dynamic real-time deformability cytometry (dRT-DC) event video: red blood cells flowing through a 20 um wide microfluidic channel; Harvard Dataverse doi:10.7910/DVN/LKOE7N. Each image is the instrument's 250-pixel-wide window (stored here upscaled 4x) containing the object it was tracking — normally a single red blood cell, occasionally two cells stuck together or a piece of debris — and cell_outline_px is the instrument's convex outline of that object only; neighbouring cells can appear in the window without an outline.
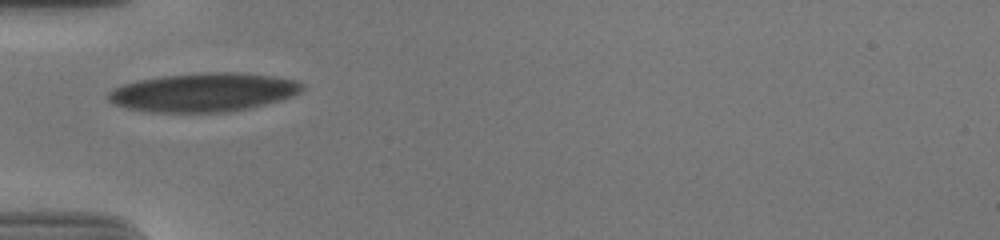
{"species": "human", "species_latin": "Homo sapiens", "temperature_condition": "cold", "stored_images_in_passage": 33, "camera_frame_rate_fps": 3000, "um_per_image_px": 0.085, "donor": {"sex": "male"}, "frame": {"image": 1, "passage_image": 1, "time_ms": 0.0, "image_size_px": [1000, 240], "cell_outline_px": [[304, 88], [300, 92], [292, 96], [280, 100], [248, 108], [224, 112], [148, 112], [124, 108], [112, 104], [108, 100], [108, 92], [112, 88], [124, 84], [140, 80], [164, 76], [208, 72], [236, 72], [276, 76], [300, 80], [304, 84]], "centroid_in_image_um": [17.31, 7.85], "position_along_channel_um": 67.7, "area_um2": 43.93}}
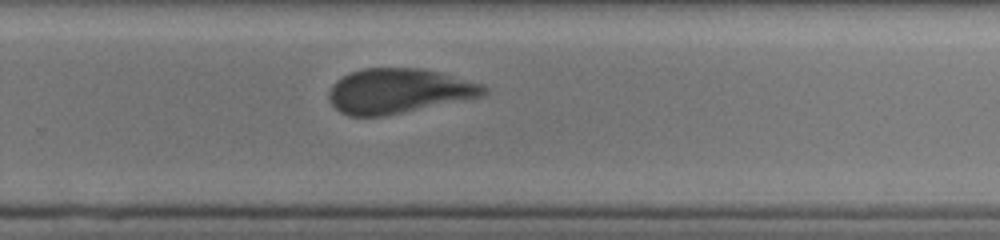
{"frame": {"image": 2, "passage_image": 20, "time_ms": 6.333, "image_size_px": [1000, 240], "cell_outline_px": [[488, 92], [484, 96], [384, 116], [348, 116], [340, 112], [332, 104], [328, 96], [328, 92], [332, 84], [336, 80], [348, 72], [364, 68], [420, 68], [484, 84], [488, 88]], "centroid_in_image_um": [33.86, 7.73], "position_along_channel_um": 295.9, "area_um2": 40.46}}
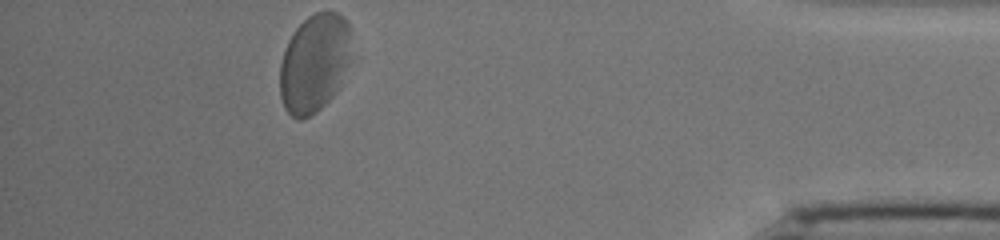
{"frame": {"image": 3, "passage_image": 33, "time_ms": 10.667, "image_size_px": [1000, 240], "cell_outline_px": [[352, 60], [340, 88], [316, 112], [300, 120], [296, 120], [284, 108], [280, 96], [280, 64], [284, 48], [288, 40], [296, 28], [308, 16], [316, 12], [336, 12], [344, 16], [348, 24]], "centroid_in_image_um": [26.74, 5.38], "position_along_channel_um": 408.5, "area_um2": 41.56}, "authors_computed_cell_mechanics": {"area_um2": 41.7316, "velocity_mm_per_s": 3.6342, "shape_relaxation_time_tau1_ms": 4.7281, "shape_relaxation_time_tau2_ms": 0.9606, "deformation_change_tau1": 0.165, "deformation_change_tau2": 0.0617}}